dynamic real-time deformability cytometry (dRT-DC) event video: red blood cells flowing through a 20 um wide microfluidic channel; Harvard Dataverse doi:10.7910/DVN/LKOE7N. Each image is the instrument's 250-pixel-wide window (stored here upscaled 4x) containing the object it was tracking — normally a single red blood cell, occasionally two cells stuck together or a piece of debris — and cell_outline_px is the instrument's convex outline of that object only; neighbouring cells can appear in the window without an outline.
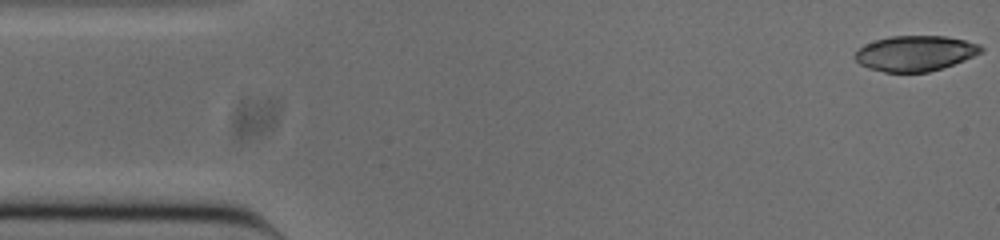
{"species": "common noctule bat (a hibernating species)", "species_latin": "Nyctalus noctula", "temperature_condition": "cold", "stored_images_in_passage": 51, "camera_frame_rate_fps": 3000, "um_per_image_px": 0.085, "animal": {"sex": "male", "body_mass_g": 20.0, "forearm_length_mm": 53.3}, "frame": {"image": 1, "passage_image": 1, "time_ms": 0.0, "image_size_px": [1000, 240], "cell_outline_px": [[984, 48], [980, 52], [964, 60], [928, 72], [884, 72], [868, 68], [860, 64], [852, 56], [864, 44], [876, 40], [892, 36], [944, 36], [964, 40], [980, 44]], "centroid_in_image_um": [77.76, 4.53], "position_along_channel_um": 7.2, "area_um2": 25.78}}
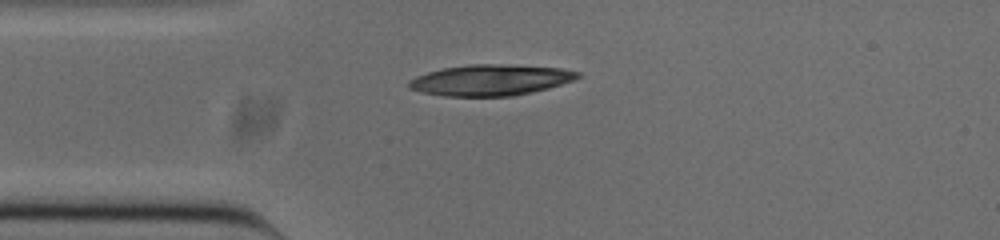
{"frame": {"image": 2, "passage_image": 12, "time_ms": 3.667, "image_size_px": [1000, 240], "cell_outline_px": [[580, 76], [572, 80], [548, 88], [532, 92], [512, 96], [444, 96], [424, 92], [408, 88], [408, 80], [416, 76], [428, 72], [444, 68], [468, 64], [496, 64], [560, 68], [580, 72]], "centroid_in_image_um": [41.66, 6.8], "position_along_channel_um": 43.3, "area_um2": 30.17}}